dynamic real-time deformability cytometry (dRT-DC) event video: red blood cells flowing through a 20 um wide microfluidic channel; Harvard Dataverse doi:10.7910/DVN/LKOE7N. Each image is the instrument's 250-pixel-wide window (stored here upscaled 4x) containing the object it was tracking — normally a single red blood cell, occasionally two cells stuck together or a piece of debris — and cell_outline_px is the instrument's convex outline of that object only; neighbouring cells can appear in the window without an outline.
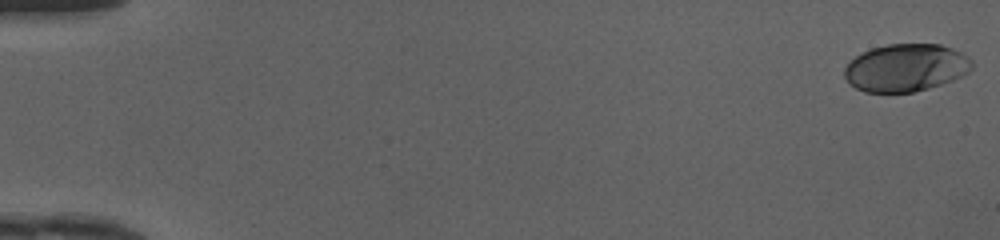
{"species": "human", "species_latin": "Homo sapiens", "temperature_condition": "cold", "stored_images_in_passage": 49, "camera_frame_rate_fps": 3000, "um_per_image_px": 0.085, "donor": {"sex": "female"}, "frame": {"image": 1, "passage_image": 1, "time_ms": 0.0, "image_size_px": [1000, 240], "cell_outline_px": [[972, 68], [964, 76], [928, 88], [912, 92], [864, 92], [856, 88], [844, 76], [844, 68], [856, 56], [872, 48], [888, 44], [940, 44], [952, 48], [968, 56], [972, 60]], "centroid_in_image_um": [77.02, 5.75], "position_along_channel_um": 8.0, "area_um2": 35.2}}
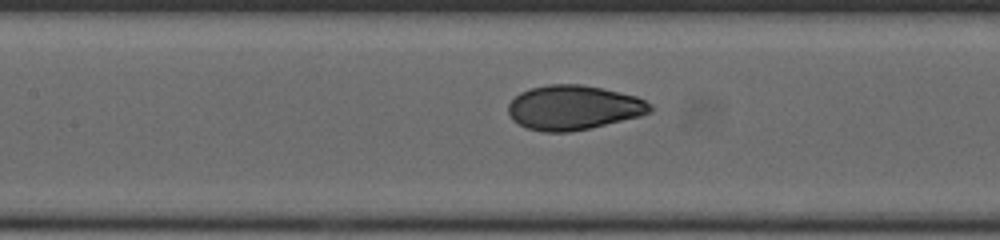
{"frame": {"image": 2, "passage_image": 24, "time_ms": 7.667, "image_size_px": [1000, 240], "cell_outline_px": [[652, 112], [640, 116], [592, 128], [568, 132], [544, 132], [528, 128], [512, 120], [508, 112], [508, 104], [520, 92], [528, 88], [548, 84], [580, 84], [620, 92], [636, 96], [652, 104]], "centroid_in_image_um": [48.75, 9.14], "position_along_channel_um": 158.6, "area_um2": 36.93}}
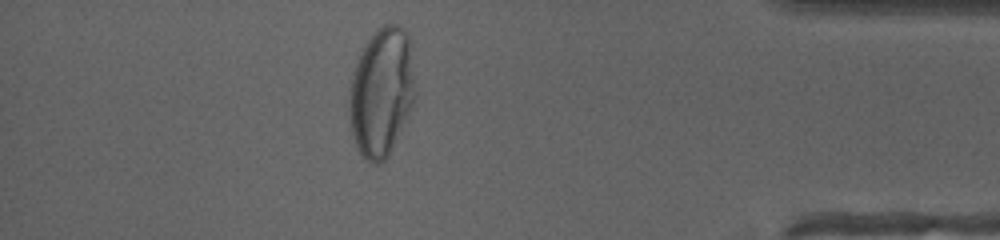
{"frame": {"image": 3, "passage_image": 44, "time_ms": 14.333, "image_size_px": [1000, 240], "cell_outline_px": [[416, 96], [412, 108], [388, 156], [380, 164], [372, 164], [360, 152], [356, 144], [352, 132], [348, 112], [348, 88], [356, 56], [364, 44], [384, 24], [396, 24], [404, 28], [408, 32], [412, 40]], "centroid_in_image_um": [32.44, 7.77], "position_along_channel_um": 402.8, "area_um2": 50.63}, "authors_computed_cell_mechanics": {"area_um2": 36.5296, "velocity_mm_per_s": 4.1933, "shape_relaxation_time_tau1_ms": 3.896, "shape_relaxation_time_tau2_ms": null, "deformation_change_tau1": 0.1709, "deformation_change_tau2": null}}